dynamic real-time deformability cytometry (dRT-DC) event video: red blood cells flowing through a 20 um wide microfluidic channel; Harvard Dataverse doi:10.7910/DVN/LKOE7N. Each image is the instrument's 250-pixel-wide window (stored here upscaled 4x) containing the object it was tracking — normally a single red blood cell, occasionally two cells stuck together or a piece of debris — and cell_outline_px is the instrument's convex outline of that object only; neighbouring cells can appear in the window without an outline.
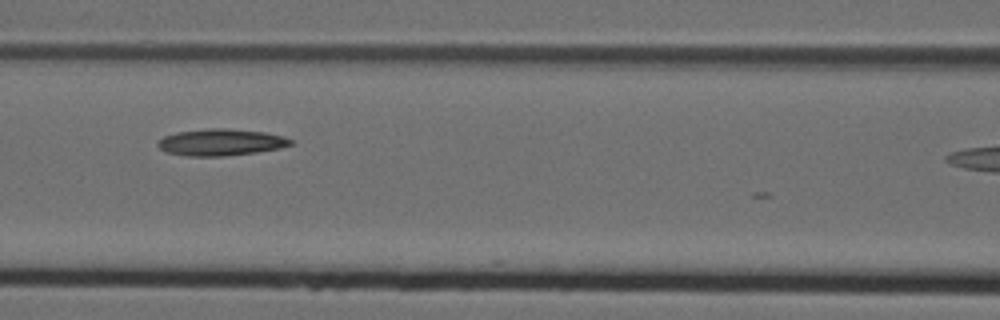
{"species": "Egyptian fruit bat (a non-hibernating species)", "species_latin": "Rousettus aegyptiacus", "temperature_condition": "cold", "stored_images_in_passage": 7, "camera_frame_rate_fps": 3000, "um_per_image_px": 0.085, "animal": {"sex": "female"}, "frame": {"image": 1, "passage_image": 3, "time_ms": 0.667, "image_size_px": [1000, 320], "cell_outline_px": [[292, 144], [280, 148], [256, 152], [224, 156], [188, 156], [168, 152], [160, 148], [156, 144], [164, 136], [176, 132], [208, 128], [228, 128], [264, 132], [284, 136], [292, 140]], "centroid_in_image_um": [18.78, 12.08], "position_along_channel_um": 147.8, "area_um2": 20.58}}